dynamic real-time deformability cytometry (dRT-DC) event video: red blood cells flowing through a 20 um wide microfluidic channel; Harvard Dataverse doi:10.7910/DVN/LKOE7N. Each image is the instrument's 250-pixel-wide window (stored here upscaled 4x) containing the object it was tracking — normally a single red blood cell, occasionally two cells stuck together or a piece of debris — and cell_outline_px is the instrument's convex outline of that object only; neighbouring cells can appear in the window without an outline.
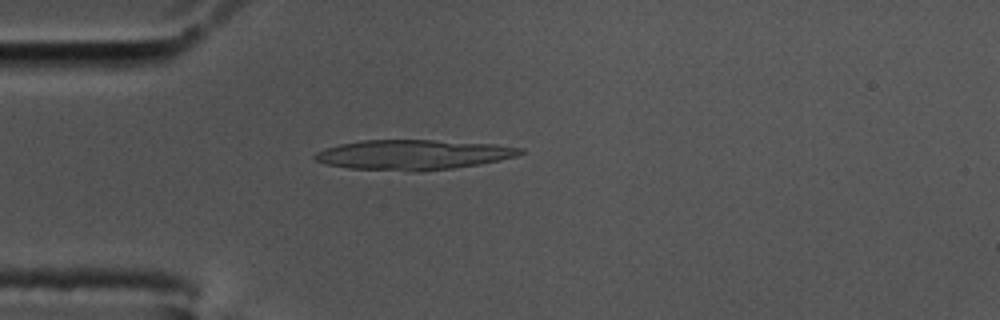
{"species": "common noctule bat (a hibernating species)", "species_latin": "Nyctalus noctula", "temperature_condition": "cold", "stored_images_in_passage": 37, "camera_frame_rate_fps": 3000, "um_per_image_px": 0.085, "animal": {"sex": "male", "body_mass_g": 17.5, "forearm_length_mm": 52.3}, "frame": {"image": 1, "passage_image": 1, "time_ms": 0.0, "image_size_px": [1000, 320], "cell_outline_px": [[524, 152], [516, 156], [500, 160], [480, 164], [452, 168], [348, 168], [324, 164], [316, 160], [312, 156], [316, 152], [324, 148], [340, 144], [360, 140], [432, 140], [496, 144], [524, 148]], "centroid_in_image_um": [35.13, 13.1], "position_along_channel_um": 49.9, "area_um2": 34.56}}